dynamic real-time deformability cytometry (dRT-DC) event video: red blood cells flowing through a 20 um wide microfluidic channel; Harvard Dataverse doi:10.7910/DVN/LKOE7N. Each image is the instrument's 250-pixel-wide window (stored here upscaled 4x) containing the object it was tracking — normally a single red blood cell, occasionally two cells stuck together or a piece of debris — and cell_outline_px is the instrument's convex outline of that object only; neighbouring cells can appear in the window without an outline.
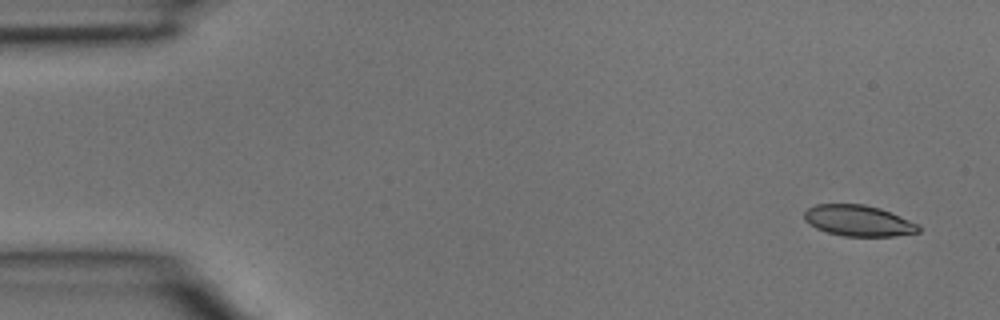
{"species": "common noctule bat (a hibernating species)", "species_latin": "Nyctalus noctula", "temperature_condition": "room temperature", "stored_images_in_passage": 4, "camera_frame_rate_fps": 3000, "um_per_image_px": 0.085, "animal": {"sex": "male", "body_mass_g": 15.6}, "frame": {"image": 1, "passage_image": 1, "time_ms": 0.0, "image_size_px": [1000, 320], "cell_outline_px": [[920, 232], [892, 236], [844, 236], [828, 232], [816, 228], [808, 224], [804, 220], [804, 212], [808, 208], [816, 204], [864, 204], [880, 208], [920, 224]], "centroid_in_image_um": [72.96, 18.75], "position_along_channel_um": 12.0, "area_um2": 20.69}}
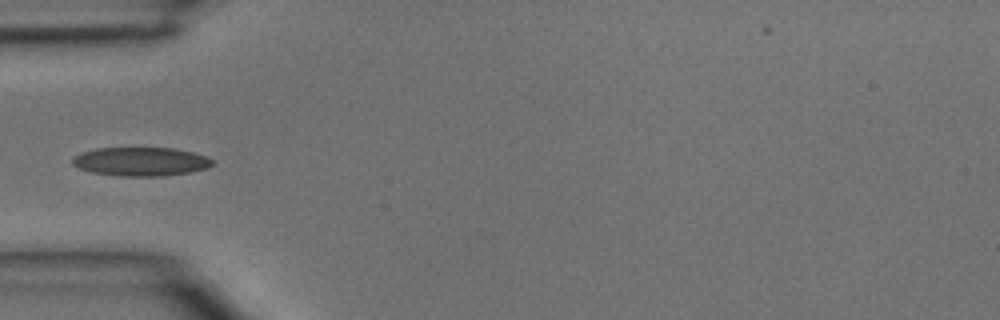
{"frame": {"image": 2, "passage_image": 4, "time_ms": 1.0, "image_size_px": [1000, 320], "cell_outline_px": [[216, 160], [208, 168], [188, 172], [164, 176], [120, 176], [92, 172], [80, 168], [72, 164], [72, 156], [80, 152], [96, 148], [172, 148], [192, 152], [208, 156]], "centroid_in_image_um": [11.97, 13.73], "position_along_channel_um": 73.0, "area_um2": 23.58}}